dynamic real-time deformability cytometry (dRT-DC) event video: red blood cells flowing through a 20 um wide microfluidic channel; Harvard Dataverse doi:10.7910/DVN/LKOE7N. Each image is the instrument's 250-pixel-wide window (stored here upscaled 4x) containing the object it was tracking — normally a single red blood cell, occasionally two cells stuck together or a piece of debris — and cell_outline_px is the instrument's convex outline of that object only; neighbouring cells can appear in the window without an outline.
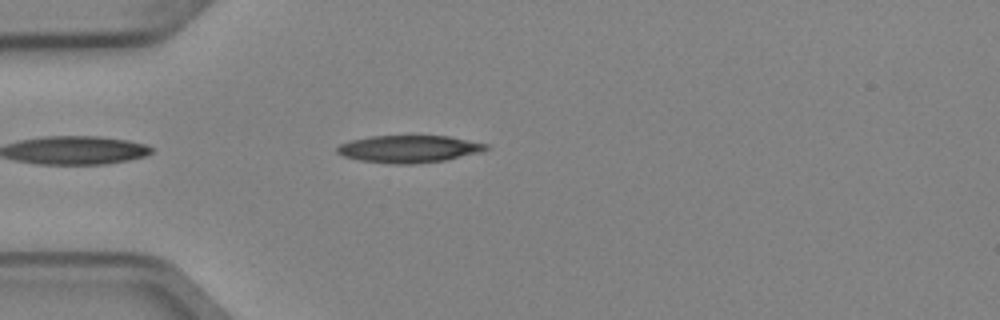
{"species": "Egyptian fruit bat (a non-hibernating species)", "species_latin": "Rousettus aegyptiacus", "temperature_condition": "cold", "stored_images_in_passage": 5, "camera_frame_rate_fps": 3000, "um_per_image_px": 0.085, "animal": {"sex": "female"}, "frame": {"image": 1, "passage_image": 5, "time_ms": 1.333, "image_size_px": [1000, 320], "cell_outline_px": [[488, 148], [484, 152], [448, 160], [412, 164], [392, 164], [360, 160], [344, 156], [336, 152], [336, 148], [340, 144], [352, 140], [372, 136], [448, 136], [488, 144]], "centroid_in_image_um": [34.81, 12.67], "position_along_channel_um": 50.2, "area_um2": 23.76}}